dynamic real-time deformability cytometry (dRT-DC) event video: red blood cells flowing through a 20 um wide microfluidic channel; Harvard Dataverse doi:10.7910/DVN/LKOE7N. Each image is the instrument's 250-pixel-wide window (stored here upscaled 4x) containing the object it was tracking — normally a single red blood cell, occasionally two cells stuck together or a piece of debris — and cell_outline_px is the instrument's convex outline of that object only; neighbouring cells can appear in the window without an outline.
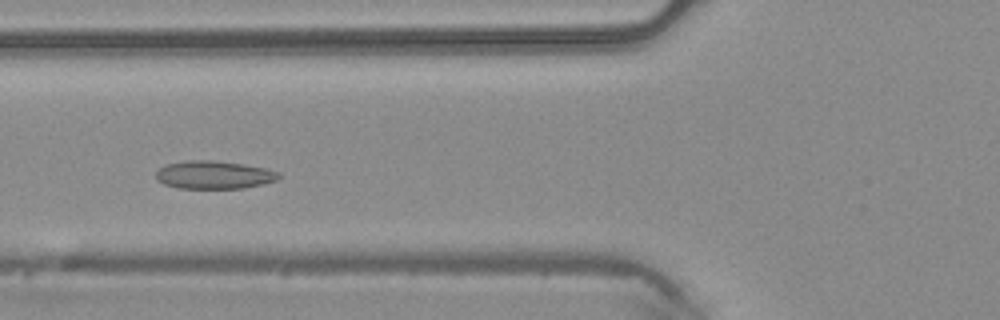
{"species": "common noctule bat (a hibernating species)", "species_latin": "Nyctalus noctula", "temperature_condition": "warm", "stored_images_in_passage": 45, "camera_frame_rate_fps": 3000, "um_per_image_px": 0.085, "animal": {"sex": "male", "body_mass_g": 20.4}, "frame": {"image": 1, "passage_image": 16, "time_ms": 5.0, "image_size_px": [1000, 320], "cell_outline_px": [[280, 176], [276, 180], [264, 184], [244, 188], [180, 188], [164, 184], [156, 180], [156, 172], [164, 164], [184, 160], [216, 160], [244, 164], [264, 168], [280, 172]], "centroid_in_image_um": [18.17, 14.85], "position_along_channel_um": 107.6, "area_um2": 20.23}}
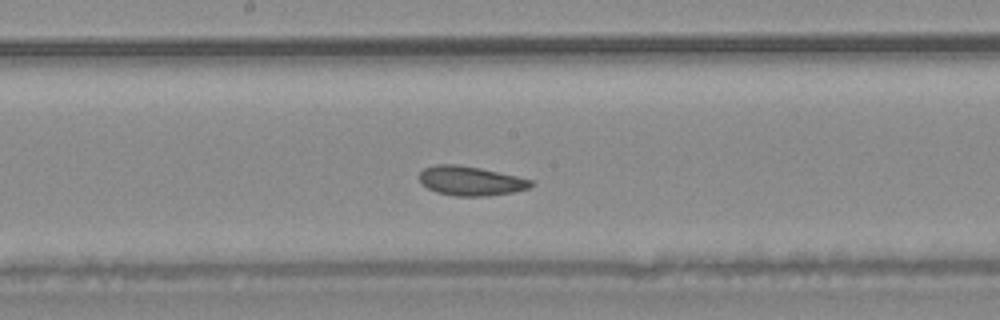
{"frame": {"image": 2, "passage_image": 23, "time_ms": 7.333, "image_size_px": [1000, 320], "cell_outline_px": [[536, 184], [528, 188], [516, 192], [488, 196], [456, 196], [436, 192], [428, 188], [420, 180], [420, 172], [424, 168], [436, 164], [456, 164], [480, 168], [516, 176], [532, 180]], "centroid_in_image_um": [40.03, 15.38], "position_along_channel_um": 208.2, "area_um2": 19.07}}
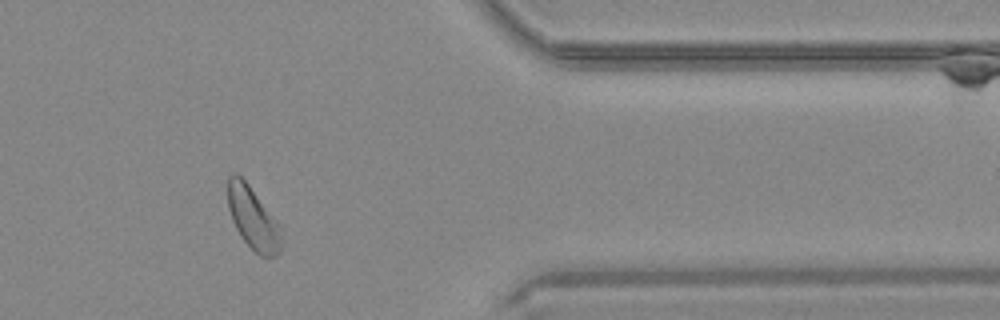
{"frame": {"image": 3, "passage_image": 37, "time_ms": 12.0, "image_size_px": [1000, 320], "cell_outline_px": [[280, 252], [276, 256], [260, 256], [240, 236], [232, 220], [228, 208], [228, 176], [232, 172], [236, 172], [248, 184], [280, 224]], "centroid_in_image_um": [21.48, 18.52], "position_along_channel_um": 389.9, "area_um2": 19.25}}